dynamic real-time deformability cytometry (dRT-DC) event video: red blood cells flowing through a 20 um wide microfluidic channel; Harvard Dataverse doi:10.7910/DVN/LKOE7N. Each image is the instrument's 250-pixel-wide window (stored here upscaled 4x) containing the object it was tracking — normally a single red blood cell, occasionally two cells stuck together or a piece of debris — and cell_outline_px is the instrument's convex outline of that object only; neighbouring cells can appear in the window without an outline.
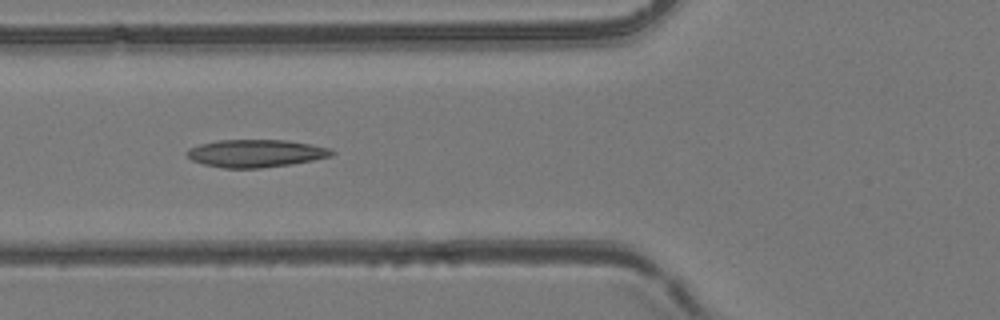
{"species": "common noctule bat (a hibernating species)", "species_latin": "Nyctalus noctula", "temperature_condition": "room temperature", "stored_images_in_passage": 39, "camera_frame_rate_fps": 3000, "um_per_image_px": 0.085, "animal": {"sex": "female", "body_mass_g": 24.6, "forearm_length_mm": 56.2}, "frame": {"image": 1, "passage_image": 5, "time_ms": 1.333, "image_size_px": [1000, 320], "cell_outline_px": [[336, 152], [332, 156], [292, 164], [260, 168], [224, 168], [204, 164], [192, 160], [184, 152], [188, 148], [200, 144], [216, 140], [288, 140], [312, 144], [328, 148]], "centroid_in_image_um": [21.73, 13.03], "position_along_channel_um": 104.1, "area_um2": 23.41}}
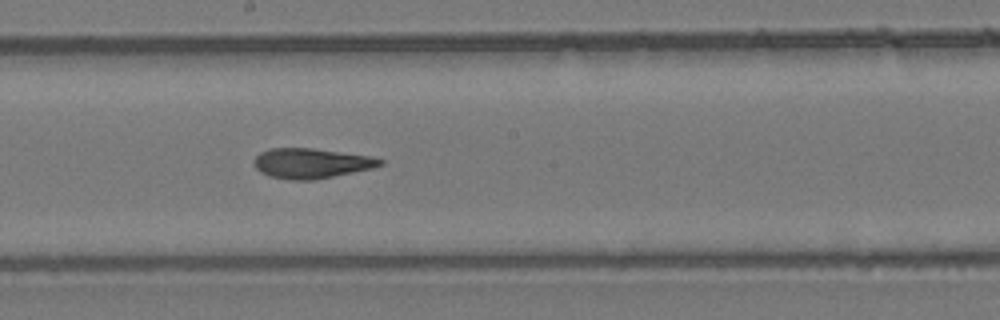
{"frame": {"image": 2, "passage_image": 14, "time_ms": 4.333, "image_size_px": [1000, 320], "cell_outline_px": [[384, 164], [372, 168], [312, 180], [292, 180], [268, 176], [260, 172], [256, 168], [252, 160], [260, 152], [272, 148], [312, 148], [368, 156], [384, 160]], "centroid_in_image_um": [26.4, 13.88], "position_along_channel_um": 221.8, "area_um2": 21.85}}
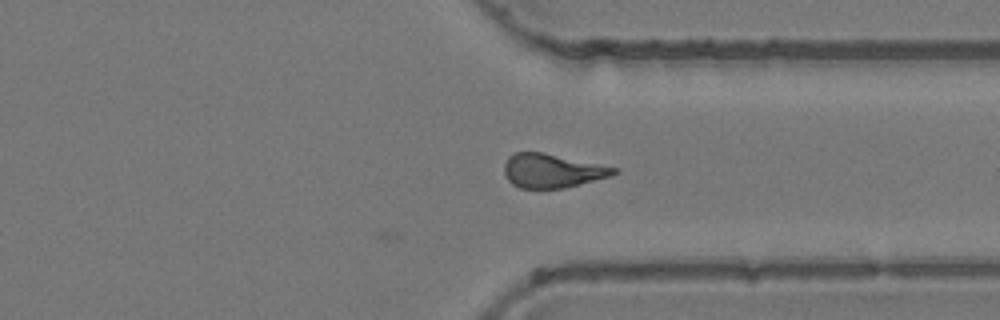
{"frame": {"image": 3, "passage_image": 25, "time_ms": 8.0, "image_size_px": [1000, 320], "cell_outline_px": [[620, 172], [612, 176], [564, 188], [520, 188], [512, 184], [508, 180], [504, 172], [504, 164], [508, 156], [512, 152], [544, 152], [620, 168]], "centroid_in_image_um": [46.97, 14.5], "position_along_channel_um": 364.4, "area_um2": 21.96}, "authors_computed_cell_mechanics": {"area_um2": 21.7906, "velocity_mm_per_s": 3.8988, "shape_relaxation_time_tau1_ms": null, "shape_relaxation_time_tau2_ms": 4.3183, "deformation_change_tau1": null, "deformation_change_tau2": 0.1448}}